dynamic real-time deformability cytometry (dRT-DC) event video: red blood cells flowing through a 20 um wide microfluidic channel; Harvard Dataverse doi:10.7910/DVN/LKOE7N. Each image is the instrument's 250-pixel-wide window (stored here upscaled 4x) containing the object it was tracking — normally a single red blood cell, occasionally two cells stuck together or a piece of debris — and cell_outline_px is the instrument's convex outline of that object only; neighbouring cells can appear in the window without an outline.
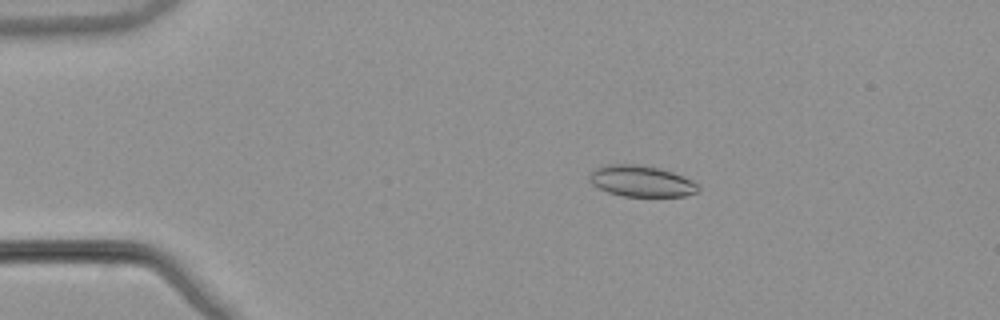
{"species": "common noctule bat (a hibernating species)", "species_latin": "Nyctalus noctula", "temperature_condition": "warm", "stored_images_in_passage": 49, "camera_frame_rate_fps": 3000, "um_per_image_px": 0.085, "animal": {"sex": "male", "body_mass_g": 21.5, "forearm_length_mm": 52.0}, "frame": {"image": 1, "passage_image": 6, "time_ms": 1.667, "image_size_px": [1000, 320], "cell_outline_px": [[700, 188], [696, 192], [684, 196], [624, 196], [608, 192], [592, 184], [588, 180], [588, 172], [604, 164], [636, 164], [660, 168], [684, 176], [692, 180]], "centroid_in_image_um": [54.47, 15.38], "position_along_channel_um": 30.5, "area_um2": 19.83}}
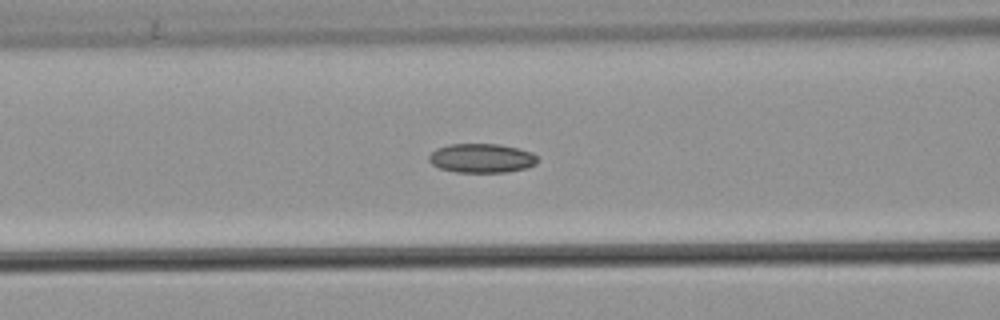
{"frame": {"image": 2, "passage_image": 18, "time_ms": 5.667, "image_size_px": [1000, 320], "cell_outline_px": [[536, 164], [528, 168], [504, 172], [456, 172], [440, 168], [432, 164], [428, 160], [428, 156], [436, 148], [448, 144], [500, 144], [532, 152], [536, 156]], "centroid_in_image_um": [40.92, 13.44], "position_along_channel_um": 125.7, "area_um2": 18.44}}
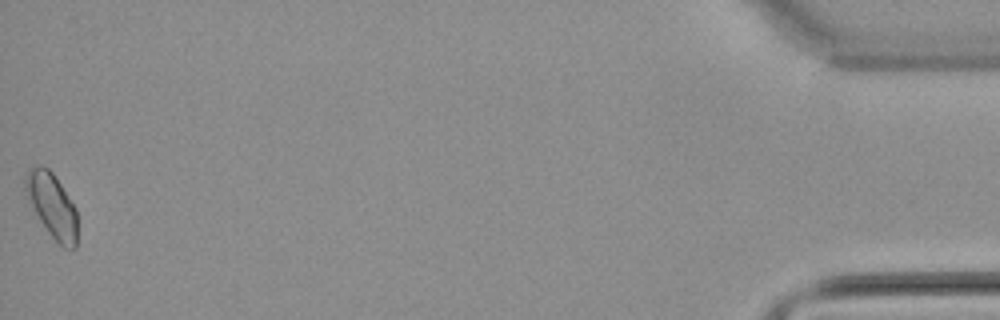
{"frame": {"image": 3, "passage_image": 49, "time_ms": 16.0, "image_size_px": [1000, 320], "cell_outline_px": [[76, 248], [64, 248], [48, 232], [40, 220], [24, 188], [24, 176], [28, 168], [40, 164], [48, 168], [52, 172], [76, 208]], "centroid_in_image_um": [4.41, 17.42], "position_along_channel_um": 430.8, "area_um2": 19.07}}